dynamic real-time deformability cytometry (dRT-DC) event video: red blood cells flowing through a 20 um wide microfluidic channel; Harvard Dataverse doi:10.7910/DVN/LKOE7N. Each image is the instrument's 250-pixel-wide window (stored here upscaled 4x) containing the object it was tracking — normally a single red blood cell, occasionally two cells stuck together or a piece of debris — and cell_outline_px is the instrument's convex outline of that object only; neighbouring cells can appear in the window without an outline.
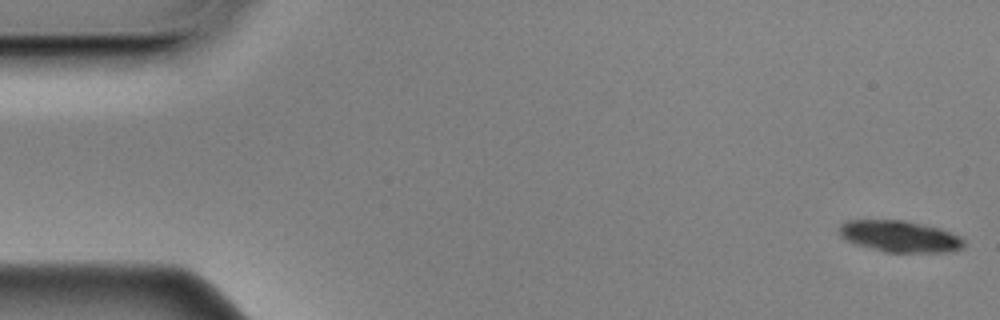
{"species": "Egyptian fruit bat (a non-hibernating species)", "species_latin": "Rousettus aegyptiacus", "temperature_condition": "cold", "stored_images_in_passage": 57, "camera_frame_rate_fps": 3000, "um_per_image_px": 0.085, "animal": {"sex": "male"}, "frame": {"image": 1, "passage_image": 1, "time_ms": 0.0, "image_size_px": [1000, 320], "cell_outline_px": [[964, 244], [960, 248], [944, 252], [884, 252], [856, 244], [840, 236], [840, 224], [848, 220], [908, 220], [940, 228], [960, 236], [964, 240]], "centroid_in_image_um": [76.48, 20.08], "position_along_channel_um": 8.5, "area_um2": 22.77}}
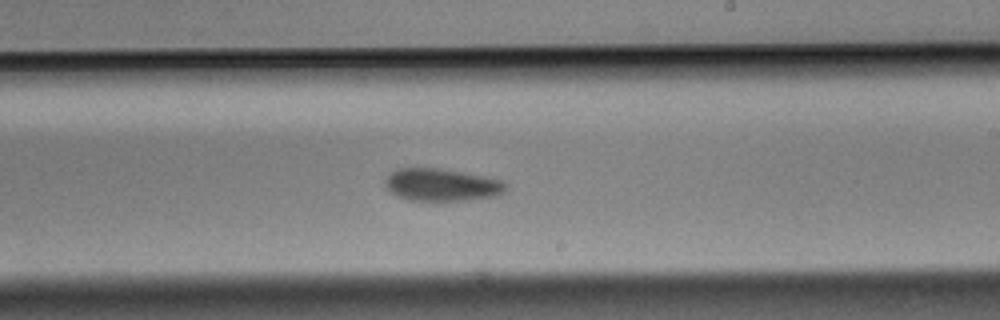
{"frame": {"image": 2, "passage_image": 33, "time_ms": 10.667, "image_size_px": [1000, 320], "cell_outline_px": [[508, 188], [504, 192], [496, 196], [468, 200], [408, 200], [396, 196], [384, 184], [384, 180], [396, 168], [440, 168], [484, 176], [504, 180], [508, 184]], "centroid_in_image_um": [37.58, 15.7], "position_along_channel_um": 251.4, "area_um2": 22.95}}
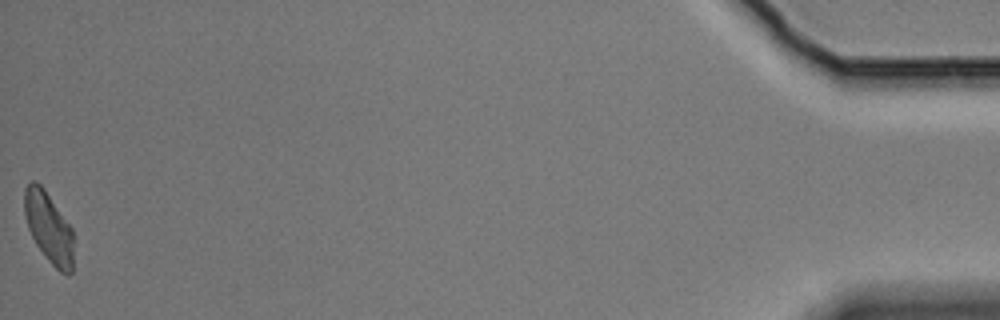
{"frame": {"image": 3, "passage_image": 57, "time_ms": 18.667, "image_size_px": [1000, 320], "cell_outline_px": [[72, 272], [68, 276], [60, 272], [44, 256], [36, 244], [28, 228], [24, 212], [24, 188], [32, 180], [36, 180], [44, 188], [72, 228]], "centroid_in_image_um": [4.13, 19.32], "position_along_channel_um": 431.1, "area_um2": 20.17}, "authors_computed_cell_mechanics": {"area_um2": 23.1778, "velocity_mm_per_s": 3.4848, "shape_relaxation_time_tau1_ms": 3.3746, "shape_relaxation_time_tau2_ms": null, "deformation_change_tau1": 0.09, "deformation_change_tau2": null}}